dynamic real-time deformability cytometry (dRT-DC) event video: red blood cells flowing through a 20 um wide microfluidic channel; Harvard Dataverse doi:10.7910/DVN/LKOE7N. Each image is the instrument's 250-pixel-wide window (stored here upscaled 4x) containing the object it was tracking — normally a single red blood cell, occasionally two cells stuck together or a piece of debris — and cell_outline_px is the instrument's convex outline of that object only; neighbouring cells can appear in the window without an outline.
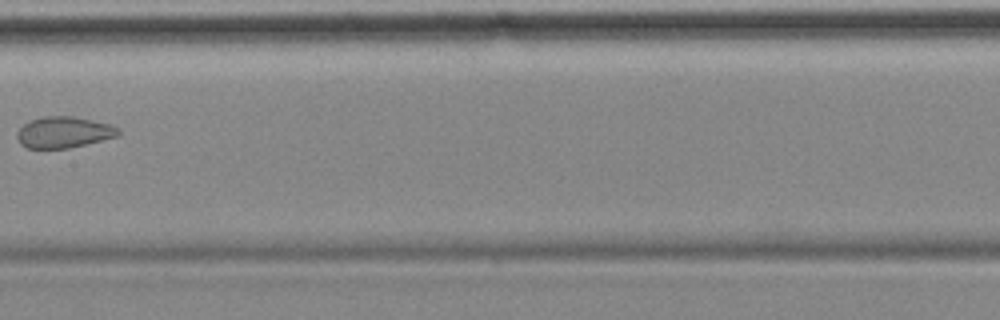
{"species": "common noctule bat (a hibernating species)", "species_latin": "Nyctalus noctula", "temperature_condition": "cold", "stored_images_in_passage": 8, "camera_frame_rate_fps": 3000, "um_per_image_px": 0.085, "animal": {"sex": "female", "body_mass_g": 18.4}, "frame": {"image": 1, "passage_image": 8, "time_ms": 9.0, "image_size_px": [1000, 320], "cell_outline_px": [[120, 132], [116, 136], [68, 148], [28, 148], [20, 144], [16, 136], [16, 132], [24, 124], [32, 120], [44, 116], [72, 116], [112, 124], [120, 128]], "centroid_in_image_um": [5.41, 11.23], "position_along_channel_um": 202.0, "area_um2": 18.26}}